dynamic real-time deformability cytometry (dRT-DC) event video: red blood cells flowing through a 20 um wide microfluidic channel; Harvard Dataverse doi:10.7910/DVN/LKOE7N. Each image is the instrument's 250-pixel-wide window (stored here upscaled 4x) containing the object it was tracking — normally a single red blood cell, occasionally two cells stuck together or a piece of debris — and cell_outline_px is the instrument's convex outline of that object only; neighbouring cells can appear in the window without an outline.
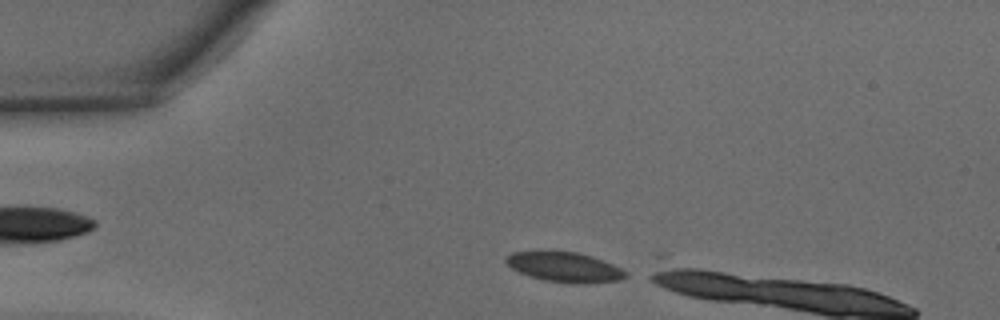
{"species": "common noctule bat (a hibernating species)", "species_latin": "Nyctalus noctula", "temperature_condition": "warm", "stored_images_in_passage": 4, "camera_frame_rate_fps": 3000, "um_per_image_px": 0.085, "animal": {"sex": "male", "body_mass_g": 15.6}, "frame": {"image": 1, "passage_image": 1, "time_ms": 0.0, "image_size_px": [1000, 320], "cell_outline_px": [[628, 276], [620, 280], [584, 284], [572, 284], [544, 280], [520, 272], [512, 268], [504, 260], [512, 252], [540, 248], [544, 248], [576, 252], [592, 256], [612, 264], [628, 272]], "centroid_in_image_um": [47.96, 22.66], "position_along_channel_um": 37.0, "area_um2": 21.56}}